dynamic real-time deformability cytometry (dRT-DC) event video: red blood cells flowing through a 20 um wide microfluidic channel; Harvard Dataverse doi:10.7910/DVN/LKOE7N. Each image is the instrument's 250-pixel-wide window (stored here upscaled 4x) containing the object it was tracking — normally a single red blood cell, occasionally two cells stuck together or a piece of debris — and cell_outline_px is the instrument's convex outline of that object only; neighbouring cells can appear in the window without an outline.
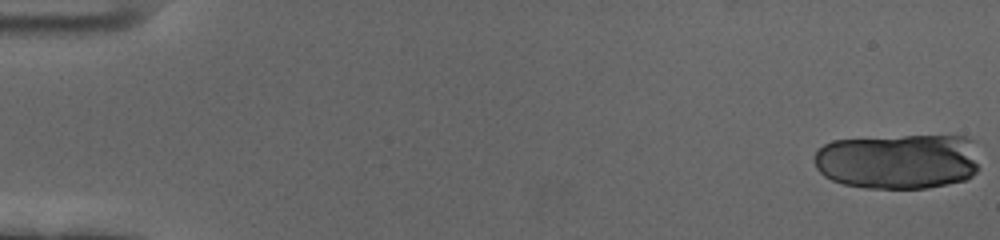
{"species": "human", "species_latin": "Homo sapiens", "temperature_condition": "cold", "stored_images_in_passage": 21, "camera_frame_rate_fps": 3000, "um_per_image_px": 0.085, "donor": {"sex": "female"}, "frame": {"image": 1, "passage_image": 1, "time_ms": 0.0, "image_size_px": [1000, 240], "cell_outline_px": [[976, 172], [968, 180], [928, 188], [864, 188], [844, 184], [832, 180], [824, 176], [816, 168], [816, 148], [832, 140], [904, 136], [968, 136], [976, 140]], "centroid_in_image_um": [76.37, 13.71], "position_along_channel_um": 8.6, "area_um2": 53.87}}